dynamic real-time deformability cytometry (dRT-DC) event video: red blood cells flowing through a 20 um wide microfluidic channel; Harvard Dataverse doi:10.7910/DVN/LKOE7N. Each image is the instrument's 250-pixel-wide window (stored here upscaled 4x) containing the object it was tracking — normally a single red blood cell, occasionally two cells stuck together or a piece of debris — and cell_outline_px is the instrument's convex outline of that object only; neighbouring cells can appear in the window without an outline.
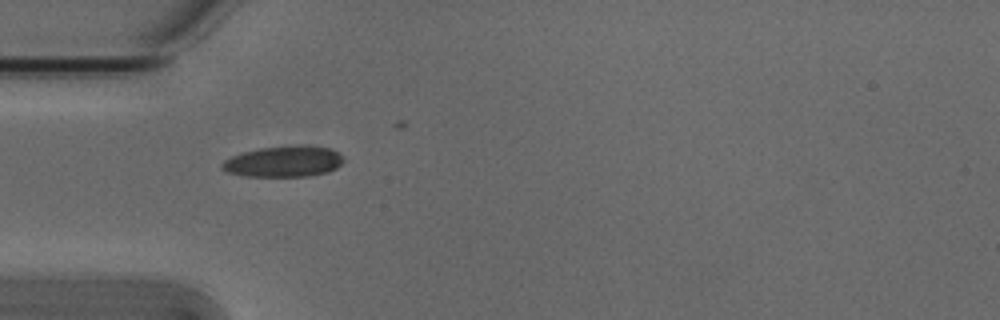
{"species": "Egyptian fruit bat (a non-hibernating species)", "species_latin": "Rousettus aegyptiacus", "temperature_condition": "cold", "stored_images_in_passage": 2, "camera_frame_rate_fps": 3000, "um_per_image_px": 0.085, "animal": {"sex": "male"}, "frame": {"image": 1, "passage_image": 1, "time_ms": 0.0, "image_size_px": [1000, 320], "cell_outline_px": [[344, 160], [336, 168], [328, 172], [308, 176], [244, 176], [224, 172], [220, 168], [220, 164], [224, 160], [232, 156], [244, 152], [260, 148], [332, 148], [344, 156]], "centroid_in_image_um": [24.06, 13.78], "position_along_channel_um": 60.9, "area_um2": 21.21}}